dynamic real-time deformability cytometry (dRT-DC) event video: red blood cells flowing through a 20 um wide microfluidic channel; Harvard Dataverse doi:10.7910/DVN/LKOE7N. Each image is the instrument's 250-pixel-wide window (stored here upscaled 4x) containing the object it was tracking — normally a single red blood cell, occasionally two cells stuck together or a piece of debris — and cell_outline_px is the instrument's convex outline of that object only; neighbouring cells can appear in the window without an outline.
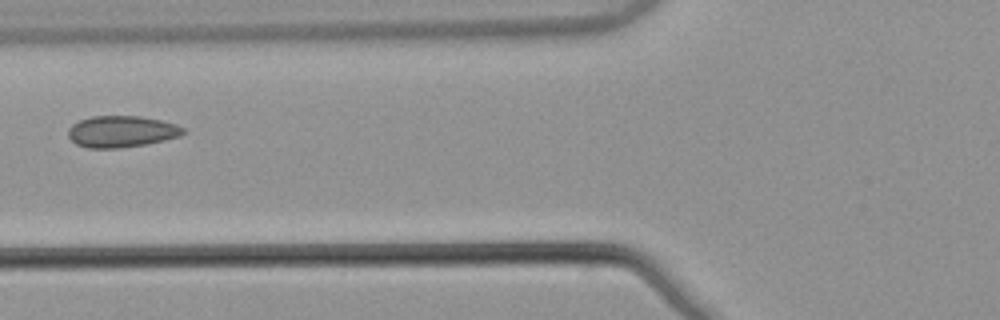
{"species": "common noctule bat (a hibernating species)", "species_latin": "Nyctalus noctula", "temperature_condition": "warm", "stored_images_in_passage": 3, "camera_frame_rate_fps": 3000, "um_per_image_px": 0.085, "animal": {"sex": "male", "body_mass_g": 21.5, "forearm_length_mm": 52.0}, "frame": {"image": 1, "passage_image": 3, "time_ms": 0.667, "image_size_px": [1000, 320], "cell_outline_px": [[188, 132], [180, 136], [164, 140], [144, 144], [116, 148], [88, 148], [76, 144], [68, 136], [68, 128], [72, 124], [80, 120], [92, 116], [140, 116], [160, 120], [176, 124], [184, 128]], "centroid_in_image_um": [10.33, 11.17], "position_along_channel_um": 115.5, "area_um2": 21.1}}